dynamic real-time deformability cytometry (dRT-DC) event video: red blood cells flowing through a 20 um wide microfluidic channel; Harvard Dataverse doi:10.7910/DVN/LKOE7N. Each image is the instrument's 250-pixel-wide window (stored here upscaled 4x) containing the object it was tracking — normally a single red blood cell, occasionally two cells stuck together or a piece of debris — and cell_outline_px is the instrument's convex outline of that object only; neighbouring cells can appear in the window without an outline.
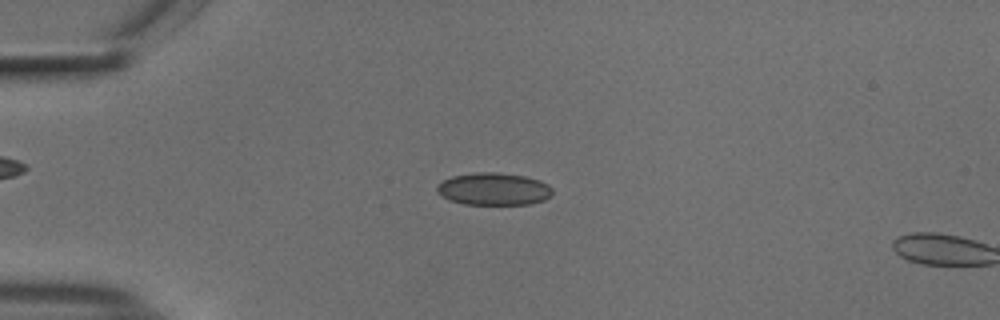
{"species": "common noctule bat (a hibernating species)", "species_latin": "Nyctalus noctula", "temperature_condition": "cold", "stored_images_in_passage": 10, "camera_frame_rate_fps": 3000, "um_per_image_px": 0.085, "animal": {"sex": "male", "body_mass_g": 18.8}, "frame": {"image": 1, "passage_image": 9, "time_ms": 2.667, "image_size_px": [1000, 320], "cell_outline_px": [[552, 196], [544, 200], [532, 204], [464, 204], [448, 200], [436, 192], [436, 184], [452, 176], [472, 172], [496, 172], [524, 176], [540, 180], [548, 184], [552, 188]], "centroid_in_image_um": [41.95, 16.06], "position_along_channel_um": 43.0, "area_um2": 22.08}}